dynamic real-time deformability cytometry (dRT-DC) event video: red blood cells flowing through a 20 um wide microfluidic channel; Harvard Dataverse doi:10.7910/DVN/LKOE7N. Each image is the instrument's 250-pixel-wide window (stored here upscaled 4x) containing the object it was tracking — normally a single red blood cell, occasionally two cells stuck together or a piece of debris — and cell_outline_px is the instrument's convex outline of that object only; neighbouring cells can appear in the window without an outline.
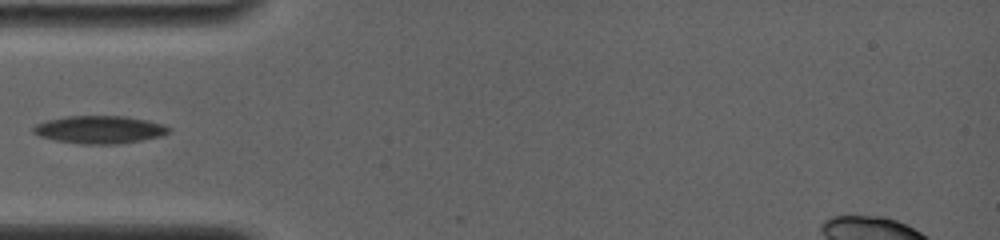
{"species": "common noctule bat (a hibernating species)", "species_latin": "Nyctalus noctula", "temperature_condition": "room temperature", "stored_images_in_passage": 77, "camera_frame_rate_fps": 4000, "um_per_image_px": 0.085, "animal": {"sex": "female", "body_mass_g": 19.0, "forearm_length_mm": 56.7}, "frame": {"image": 1, "passage_image": 1, "time_ms": 0.0, "image_size_px": [1000, 240], "cell_outline_px": [[172, 128], [168, 132], [160, 136], [140, 140], [116, 144], [80, 144], [56, 140], [40, 136], [32, 132], [32, 128], [36, 124], [48, 120], [64, 116], [124, 116], [148, 120], [164, 124]], "centroid_in_image_um": [8.46, 11.01], "position_along_channel_um": 76.5, "area_um2": 21.85}}
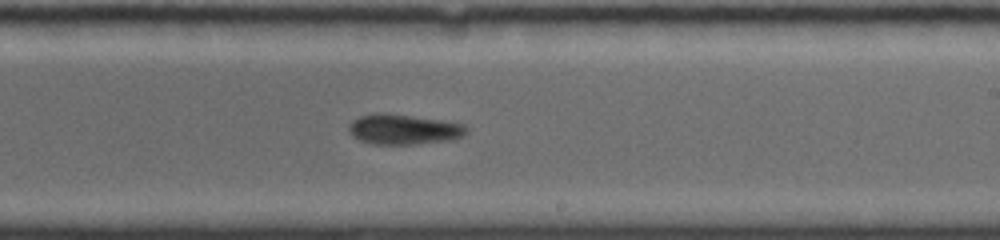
{"frame": {"image": 2, "passage_image": 44, "time_ms": 4.75, "image_size_px": [1000, 240], "cell_outline_px": [[468, 132], [464, 136], [452, 140], [412, 144], [372, 144], [360, 140], [352, 136], [348, 132], [348, 124], [352, 120], [360, 116], [376, 112], [384, 112], [444, 120], [464, 124], [468, 128]], "centroid_in_image_um": [34.31, 10.98], "position_along_channel_um": 254.7, "area_um2": 21.1}}
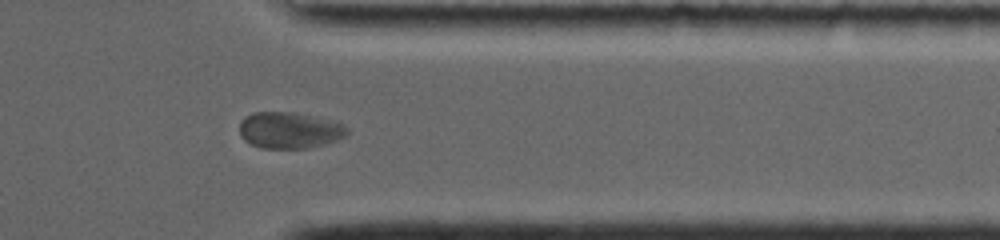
{"frame": {"image": 3, "passage_image": 74, "time_ms": 8.25, "image_size_px": [1000, 240], "cell_outline_px": [[348, 132], [344, 136], [336, 140], [324, 144], [308, 148], [260, 148], [244, 140], [240, 136], [240, 120], [244, 116], [252, 112], [296, 112], [332, 120], [344, 124], [348, 128]], "centroid_in_image_um": [24.59, 11.06], "position_along_channel_um": 386.8, "area_um2": 23.0}}